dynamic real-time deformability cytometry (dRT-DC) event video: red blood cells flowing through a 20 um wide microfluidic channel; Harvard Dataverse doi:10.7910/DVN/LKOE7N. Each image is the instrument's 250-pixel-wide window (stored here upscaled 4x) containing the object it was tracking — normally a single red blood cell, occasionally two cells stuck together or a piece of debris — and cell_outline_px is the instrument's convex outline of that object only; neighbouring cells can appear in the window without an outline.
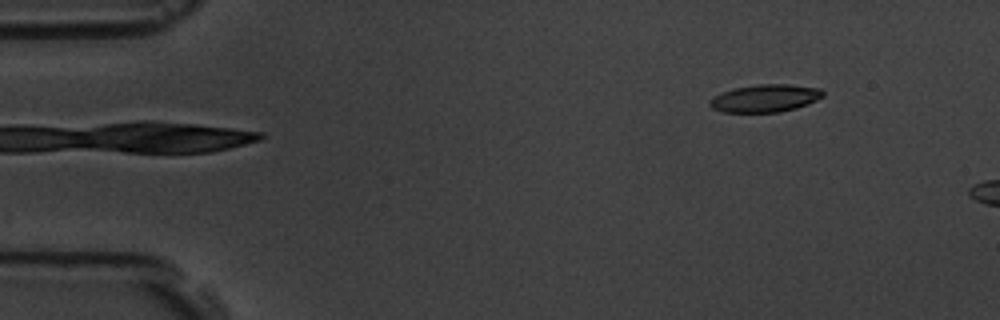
{"species": "common noctule bat (a hibernating species)", "species_latin": "Nyctalus noctula", "temperature_condition": "room temperature", "stored_images_in_passage": 6, "camera_frame_rate_fps": 3000, "um_per_image_px": 0.085, "animal": {"sex": "male", "body_mass_g": 19.5, "forearm_length_mm": 54.6}, "frame": {"image": 1, "passage_image": 6, "time_ms": 5.667, "image_size_px": [1000, 320], "cell_outline_px": [[824, 96], [808, 104], [796, 108], [780, 112], [724, 112], [712, 108], [708, 104], [716, 96], [724, 92], [736, 88], [756, 84], [788, 84], [820, 88], [824, 92]], "centroid_in_image_um": [65.09, 8.35], "position_along_channel_um": 19.9, "area_um2": 18.03}}